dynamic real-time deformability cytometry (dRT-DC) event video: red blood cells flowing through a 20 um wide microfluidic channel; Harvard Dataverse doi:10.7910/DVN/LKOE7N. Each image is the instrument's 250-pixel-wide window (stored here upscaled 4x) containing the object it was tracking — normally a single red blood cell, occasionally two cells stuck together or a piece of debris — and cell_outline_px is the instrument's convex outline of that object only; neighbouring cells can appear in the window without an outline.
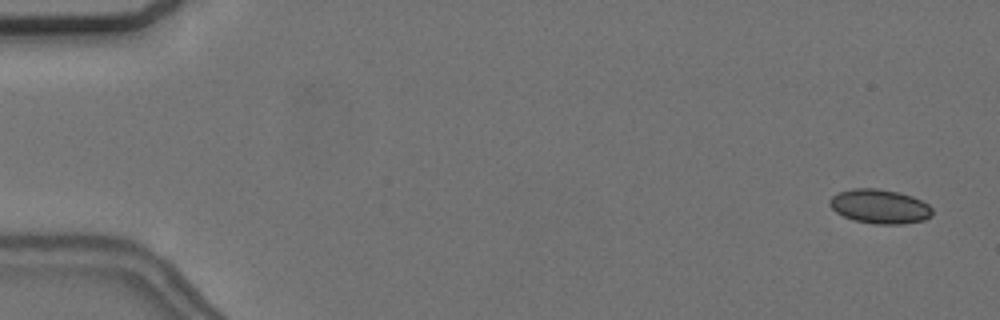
{"species": "common noctule bat (a hibernating species)", "species_latin": "Nyctalus noctula", "temperature_condition": "cold", "stored_images_in_passage": 57, "camera_frame_rate_fps": 3000, "um_per_image_px": 0.085, "animal": {"sex": "female", "body_mass_g": 24.6, "forearm_length_mm": 56.2}, "frame": {"image": 1, "passage_image": 3, "time_ms": 0.667, "image_size_px": [1000, 320], "cell_outline_px": [[932, 216], [924, 220], [904, 224], [876, 224], [856, 220], [844, 216], [836, 212], [828, 204], [828, 200], [832, 196], [840, 192], [852, 188], [876, 188], [900, 192], [912, 196], [928, 204], [932, 208]], "centroid_in_image_um": [74.79, 17.54], "position_along_channel_um": 10.2, "area_um2": 20.52}}
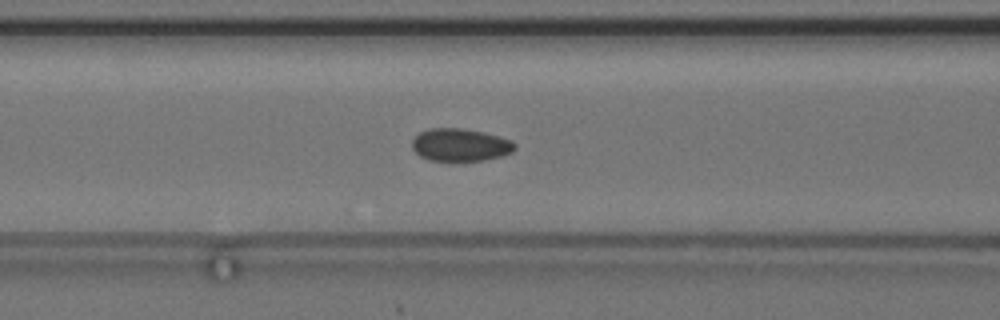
{"frame": {"image": 2, "passage_image": 24, "time_ms": 7.667, "image_size_px": [1000, 320], "cell_outline_px": [[516, 148], [512, 152], [500, 156], [484, 160], [428, 160], [420, 156], [412, 148], [412, 140], [420, 132], [428, 128], [460, 128], [484, 132], [512, 140], [516, 144]], "centroid_in_image_um": [39.12, 12.3], "position_along_channel_um": 127.5, "area_um2": 19.48}}
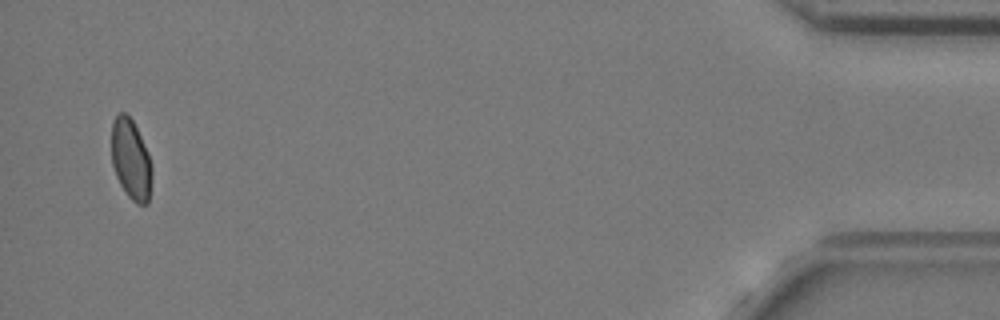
{"frame": {"image": 3, "passage_image": 55, "time_ms": 18.0, "image_size_px": [1000, 320], "cell_outline_px": [[152, 180], [148, 204], [136, 204], [128, 196], [120, 184], [116, 176], [112, 164], [112, 120], [120, 112], [124, 112], [132, 120], [148, 152], [152, 168]], "centroid_in_image_um": [11.13, 13.58], "position_along_channel_um": 424.1, "area_um2": 18.9}, "authors_computed_cell_mechanics": {"area_um2": 19.4786, "velocity_mm_per_s": 3.6866, "shape_relaxation_time_tau1_ms": null, "shape_relaxation_time_tau2_ms": 1.0537, "deformation_change_tau1": null, "deformation_change_tau2": 0.0512}}